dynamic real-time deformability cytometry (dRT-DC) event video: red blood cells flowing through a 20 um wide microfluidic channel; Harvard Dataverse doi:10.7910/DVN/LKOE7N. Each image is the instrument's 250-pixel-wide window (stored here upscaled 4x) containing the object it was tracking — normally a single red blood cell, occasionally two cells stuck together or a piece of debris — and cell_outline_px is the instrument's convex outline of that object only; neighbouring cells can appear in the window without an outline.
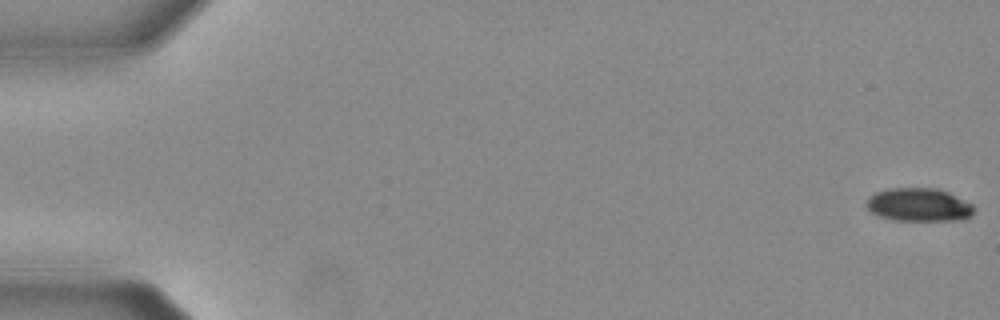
{"species": "Egyptian fruit bat (a non-hibernating species)", "species_latin": "Rousettus aegyptiacus", "temperature_condition": "warm", "stored_images_in_passage": 13, "camera_frame_rate_fps": 3000, "um_per_image_px": 0.085, "animal": {"sex": "female"}, "frame": {"image": 1, "passage_image": 1, "time_ms": 0.0, "image_size_px": [1000, 320], "cell_outline_px": [[972, 216], [960, 220], [896, 220], [876, 216], [864, 204], [868, 196], [876, 192], [888, 188], [936, 188], [948, 192], [972, 204]], "centroid_in_image_um": [78.04, 17.4], "position_along_channel_um": 7.0, "area_um2": 20.87}}